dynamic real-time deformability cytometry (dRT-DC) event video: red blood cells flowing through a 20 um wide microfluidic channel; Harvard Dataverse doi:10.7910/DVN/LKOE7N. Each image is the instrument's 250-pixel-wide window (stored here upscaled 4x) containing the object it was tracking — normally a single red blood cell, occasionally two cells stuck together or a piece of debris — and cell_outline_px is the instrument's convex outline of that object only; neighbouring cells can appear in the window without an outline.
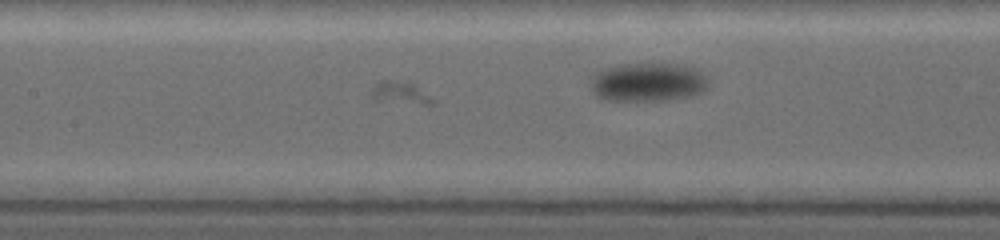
{"species": "common noctule bat (a hibernating species)", "species_latin": "Nyctalus noctula", "temperature_condition": "warm", "stored_images_in_passage": 12, "camera_frame_rate_fps": 5000, "um_per_image_px": 0.085, "animal": {"sex": "female", "body_mass_g": 19.0, "forearm_length_mm": 53.3}, "frame": {"image": 1, "passage_image": 12, "time_ms": 4.4, "image_size_px": [1000, 240], "cell_outline_px": [[704, 88], [696, 92], [680, 96], [600, 96], [596, 92], [592, 84], [592, 80], [600, 72], [608, 68], [632, 64], [676, 64], [696, 72], [700, 76]], "centroid_in_image_um": [55.02, 6.87], "position_along_channel_um": 152.4, "area_um2": 22.25}}